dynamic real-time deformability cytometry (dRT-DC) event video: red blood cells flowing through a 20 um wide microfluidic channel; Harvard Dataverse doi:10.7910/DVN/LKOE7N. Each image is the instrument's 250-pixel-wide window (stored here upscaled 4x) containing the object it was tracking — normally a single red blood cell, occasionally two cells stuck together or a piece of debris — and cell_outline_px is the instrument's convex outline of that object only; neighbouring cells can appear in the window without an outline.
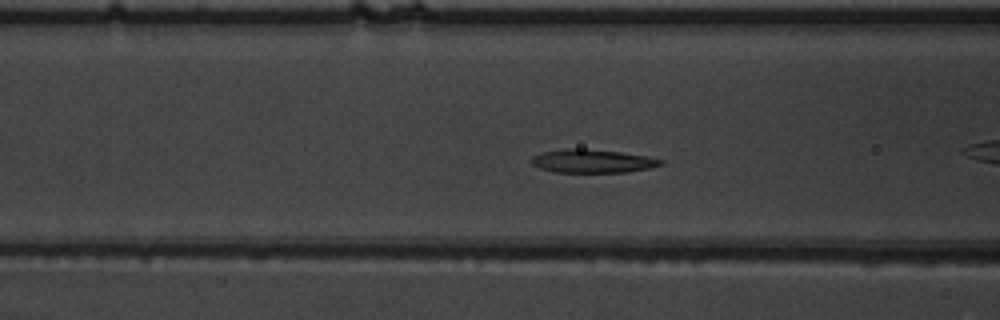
{"species": "common noctule bat (a hibernating species)", "species_latin": "Nyctalus noctula", "temperature_condition": "warm", "stored_images_in_passage": 38, "camera_frame_rate_fps": 3000, "um_per_image_px": 0.085, "animal": {"sex": "male", "body_mass_g": 19.5, "forearm_length_mm": 54.6}, "frame": {"image": 1, "passage_image": 5, "time_ms": 1.333, "image_size_px": [1000, 320], "cell_outline_px": [[664, 164], [652, 168], [628, 172], [552, 172], [540, 168], [532, 164], [532, 156], [540, 152], [568, 148], [580, 148], [620, 152], [648, 156], [664, 160]], "centroid_in_image_um": [50.38, 13.69], "position_along_channel_um": 116.2, "area_um2": 17.8}}
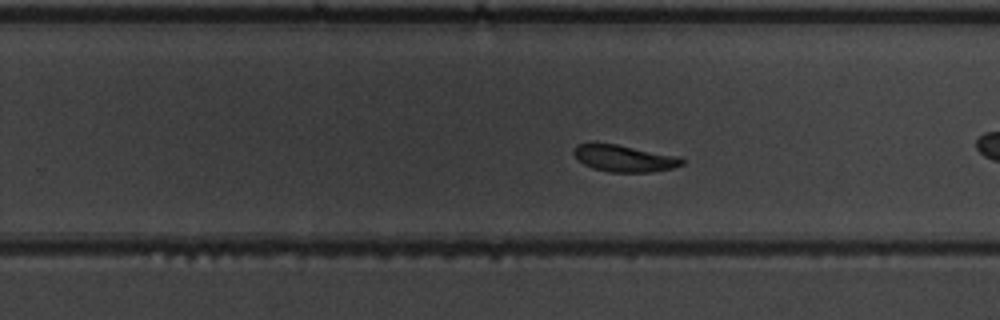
{"frame": {"image": 2, "passage_image": 18, "time_ms": 5.667, "image_size_px": [1000, 320], "cell_outline_px": [[684, 164], [672, 168], [652, 172], [608, 172], [592, 168], [584, 164], [572, 152], [576, 144], [592, 140], [596, 140], [680, 156], [684, 160]], "centroid_in_image_um": [53.01, 13.42], "position_along_channel_um": 276.8, "area_um2": 17.46}}
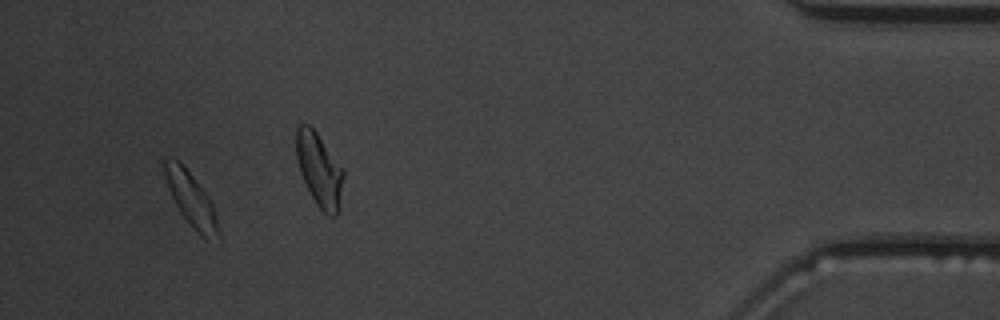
{"frame": {"image": 3, "passage_image": 35, "time_ms": 11.333, "image_size_px": [1000, 320], "cell_outline_px": [[220, 244], [204, 240], [192, 228], [180, 212], [168, 188], [164, 176], [160, 160], [164, 156], [172, 156], [180, 160], [212, 200], [220, 232]], "centroid_in_image_um": [16.25, 16.95], "position_along_channel_um": 419.0, "area_um2": 17.98}, "authors_computed_cell_mechanics": {"area_um2": 17.2822, "velocity_mm_per_s": 3.7247, "shape_relaxation_time_tau1_ms": 3.3413, "shape_relaxation_time_tau2_ms": null, "deformation_change_tau1": 0.1498, "deformation_change_tau2": null}}